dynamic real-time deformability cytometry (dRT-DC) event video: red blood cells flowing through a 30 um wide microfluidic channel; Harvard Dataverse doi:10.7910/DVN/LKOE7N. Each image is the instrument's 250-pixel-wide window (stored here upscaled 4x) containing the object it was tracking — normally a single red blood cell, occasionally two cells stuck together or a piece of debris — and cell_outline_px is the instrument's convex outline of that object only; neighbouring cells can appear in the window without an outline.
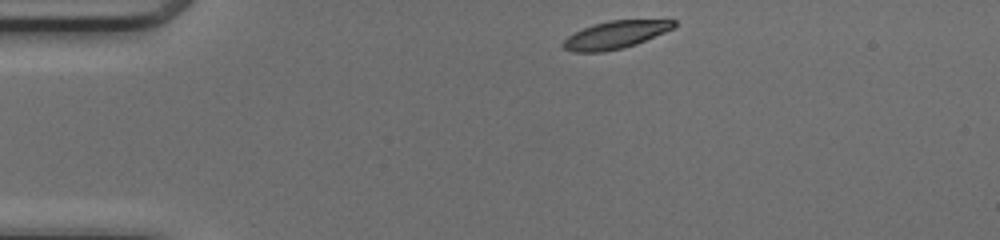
{"species": "common noctule bat (a hibernating species)", "species_latin": "Nyctalus noctula", "temperature_condition": "cold", "stored_images_in_passage": 41, "camera_frame_rate_fps": 3000, "um_per_image_px": 0.085, "animal": {"sex": "female", "body_mass_g": 17.0, "forearm_length_mm": 48.0}, "frame": {"image": 1, "passage_image": 1, "time_ms": 0.0, "image_size_px": [1000, 240], "cell_outline_px": [[676, 24], [672, 28], [664, 32], [636, 44], [624, 48], [604, 52], [572, 52], [564, 48], [564, 40], [568, 36], [592, 24], [608, 20], [676, 20]], "centroid_in_image_um": [52.29, 2.96], "position_along_channel_um": 32.7, "area_um2": 17.63}}
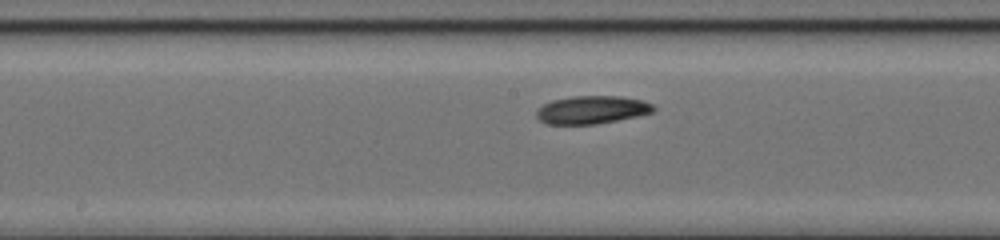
{"frame": {"image": 2, "passage_image": 17, "time_ms": 5.333, "image_size_px": [1000, 240], "cell_outline_px": [[656, 108], [652, 112], [636, 116], [596, 124], [544, 124], [536, 116], [536, 108], [552, 100], [572, 96], [620, 96], [644, 100], [652, 104]], "centroid_in_image_um": [50.28, 9.33], "position_along_channel_um": 197.9, "area_um2": 19.13}}
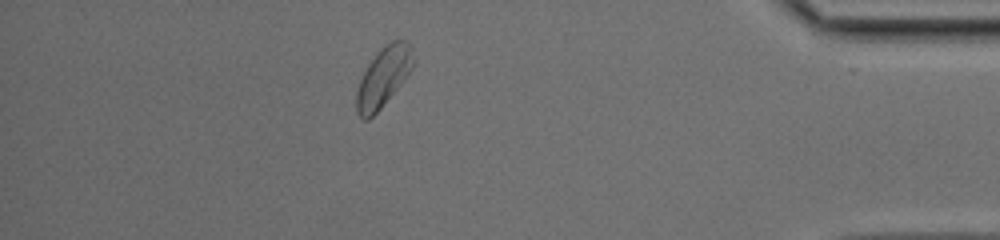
{"frame": {"image": 3, "passage_image": 35, "time_ms": 11.333, "image_size_px": [1000, 240], "cell_outline_px": [[416, 60], [412, 68], [404, 80], [380, 108], [368, 120], [364, 120], [356, 112], [356, 92], [360, 80], [368, 64], [380, 48], [384, 44], [392, 40], [404, 40], [412, 48]], "centroid_in_image_um": [32.6, 6.52], "position_along_channel_um": 402.6, "area_um2": 19.65}}